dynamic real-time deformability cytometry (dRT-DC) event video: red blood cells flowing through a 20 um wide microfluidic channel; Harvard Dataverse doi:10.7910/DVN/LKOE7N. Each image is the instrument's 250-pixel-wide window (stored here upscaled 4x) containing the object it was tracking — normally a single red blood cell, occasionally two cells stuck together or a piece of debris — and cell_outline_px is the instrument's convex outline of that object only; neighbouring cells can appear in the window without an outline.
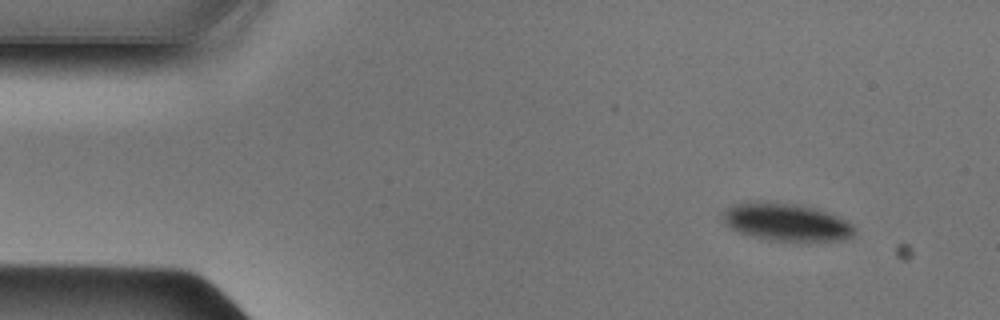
{"species": "Egyptian fruit bat (a non-hibernating species)", "species_latin": "Rousettus aegyptiacus", "temperature_condition": "cold", "stored_images_in_passage": 48, "camera_frame_rate_fps": 3000, "um_per_image_px": 0.085, "animal": {"sex": "male"}, "frame": {"image": 1, "passage_image": 4, "time_ms": 1.0, "image_size_px": [1000, 320], "cell_outline_px": [[856, 228], [852, 236], [840, 240], [772, 240], [740, 232], [724, 224], [720, 212], [724, 208], [736, 204], [796, 204], [828, 212], [852, 224]], "centroid_in_image_um": [66.83, 18.9], "position_along_channel_um": 18.2, "area_um2": 27.69}}
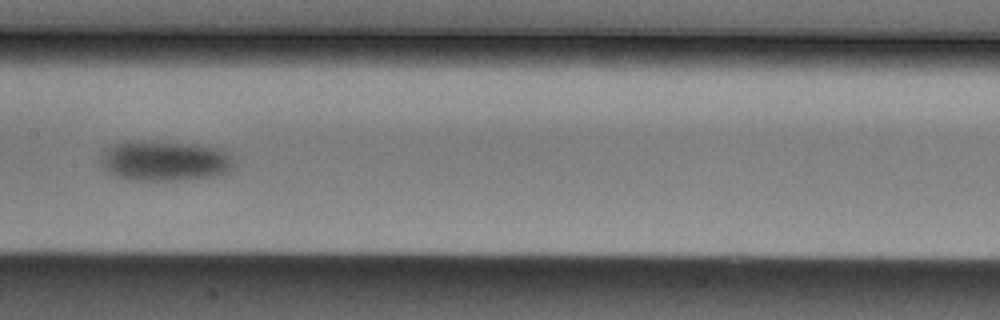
{"frame": {"image": 2, "passage_image": 23, "time_ms": 7.333, "image_size_px": [1000, 320], "cell_outline_px": [[236, 168], [220, 176], [180, 180], [132, 180], [116, 176], [108, 172], [100, 164], [100, 152], [104, 148], [112, 144], [140, 140], [184, 144], [220, 148], [228, 152], [236, 160]], "centroid_in_image_um": [14.03, 13.68], "position_along_channel_um": 193.4, "area_um2": 31.79}}
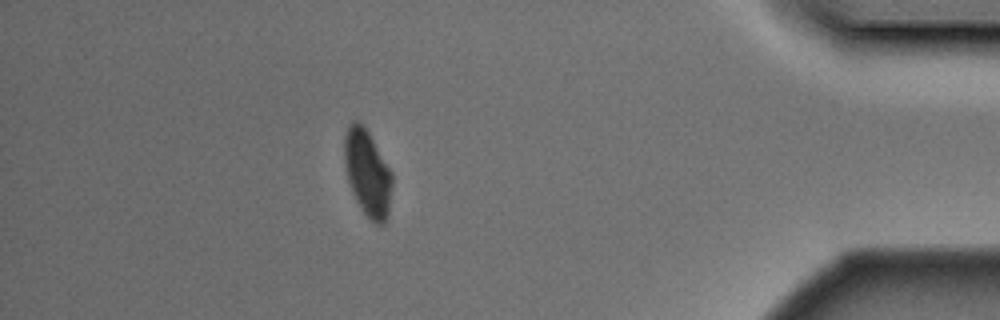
{"frame": {"image": 3, "passage_image": 42, "time_ms": 13.667, "image_size_px": [1000, 320], "cell_outline_px": [[392, 184], [388, 216], [384, 224], [376, 224], [364, 212], [356, 200], [352, 192], [348, 180], [344, 164], [344, 136], [348, 124], [352, 120], [356, 120], [368, 132], [392, 172]], "centroid_in_image_um": [31.23, 14.7], "position_along_channel_um": 404.0, "area_um2": 23.87}}